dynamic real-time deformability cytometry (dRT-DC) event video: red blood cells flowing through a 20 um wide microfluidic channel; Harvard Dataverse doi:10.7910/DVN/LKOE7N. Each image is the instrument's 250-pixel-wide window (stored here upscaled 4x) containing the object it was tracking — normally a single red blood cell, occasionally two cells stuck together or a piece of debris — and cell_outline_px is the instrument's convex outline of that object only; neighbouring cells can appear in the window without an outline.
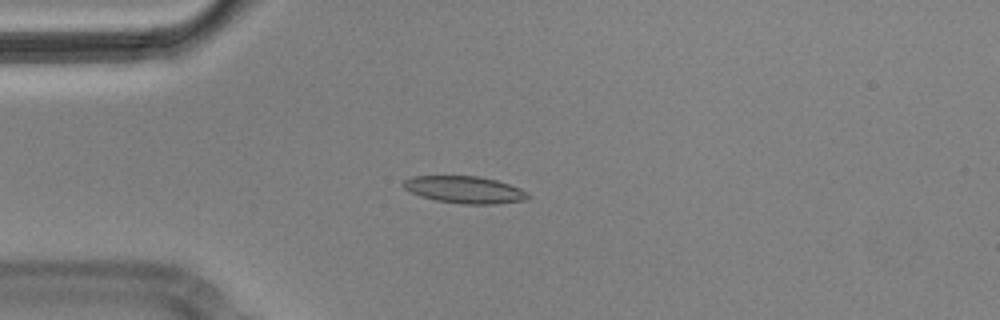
{"species": "Egyptian fruit bat (a non-hibernating species)", "species_latin": "Rousettus aegyptiacus", "temperature_condition": "cold", "stored_images_in_passage": 9, "camera_frame_rate_fps": 3000, "um_per_image_px": 0.085, "animal": {"sex": "male"}, "frame": {"image": 1, "passage_image": 4, "time_ms": 1.0, "image_size_px": [1000, 320], "cell_outline_px": [[532, 196], [524, 200], [496, 204], [464, 204], [436, 200], [420, 196], [404, 188], [400, 184], [404, 180], [412, 176], [480, 176], [496, 180], [520, 188], [528, 192]], "centroid_in_image_um": [39.5, 16.12], "position_along_channel_um": 45.5, "area_um2": 19.71}}
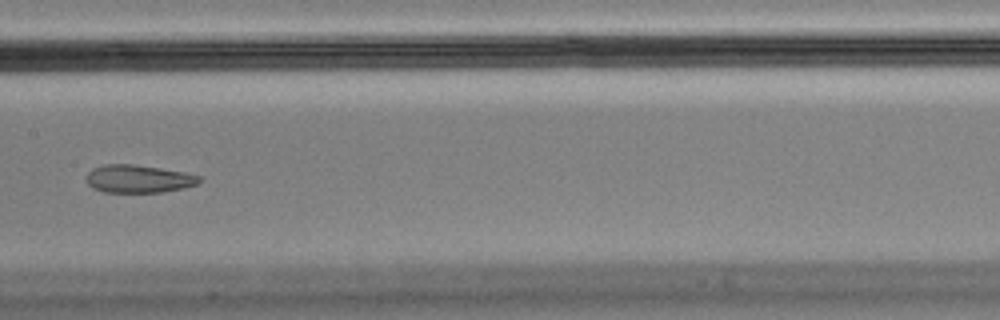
{"frame": {"image": 2, "passage_image": 8, "time_ms": 2.333, "image_size_px": [1000, 320], "cell_outline_px": [[200, 180], [196, 184], [184, 188], [160, 192], [104, 192], [92, 188], [88, 184], [88, 172], [92, 168], [104, 164], [132, 164], [160, 168], [184, 172], [200, 176]], "centroid_in_image_um": [11.75, 15.2], "position_along_channel_um": 195.6, "area_um2": 18.21}}
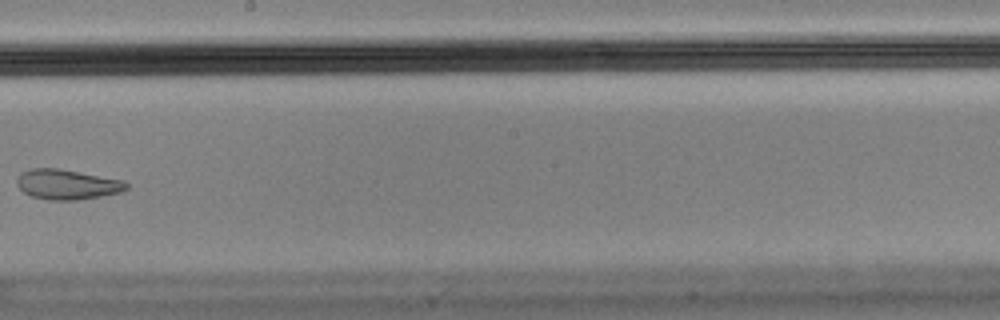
{"frame": {"image": 3, "passage_image": 9, "time_ms": 2.667, "image_size_px": [1000, 320], "cell_outline_px": [[128, 188], [120, 192], [100, 196], [76, 200], [48, 200], [32, 196], [24, 192], [16, 184], [16, 180], [20, 172], [32, 168], [56, 168], [124, 180], [128, 184]], "centroid_in_image_um": [5.68, 15.67], "position_along_channel_um": 242.5, "area_um2": 19.07}}